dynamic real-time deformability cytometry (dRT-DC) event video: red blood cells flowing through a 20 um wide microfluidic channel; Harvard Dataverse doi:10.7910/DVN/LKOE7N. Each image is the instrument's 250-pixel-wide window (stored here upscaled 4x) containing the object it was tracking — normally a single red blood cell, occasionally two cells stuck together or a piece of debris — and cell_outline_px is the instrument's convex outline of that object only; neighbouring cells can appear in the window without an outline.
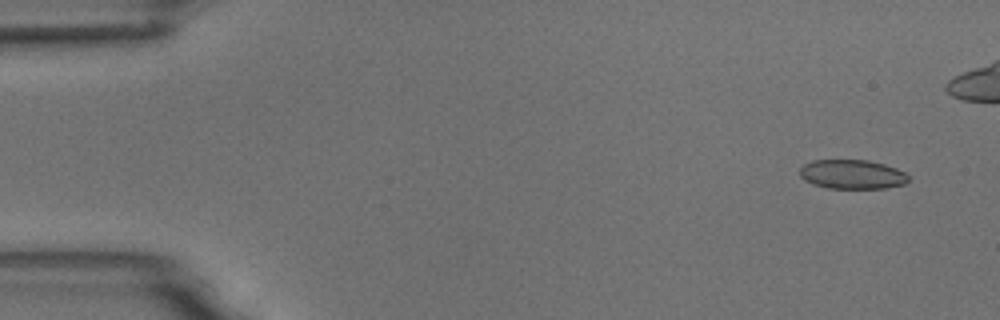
{"species": "common noctule bat (a hibernating species)", "species_latin": "Nyctalus noctula", "temperature_condition": "room temperature", "stored_images_in_passage": 8, "camera_frame_rate_fps": 3000, "um_per_image_px": 0.085, "animal": {"sex": "male", "body_mass_g": 18.8}, "frame": {"image": 1, "passage_image": 1, "time_ms": 0.0, "image_size_px": [1000, 320], "cell_outline_px": [[908, 180], [904, 184], [884, 188], [828, 188], [812, 184], [804, 180], [800, 176], [800, 168], [804, 164], [812, 160], [868, 160], [884, 164], [896, 168], [904, 172], [908, 176]], "centroid_in_image_um": [72.41, 14.81], "position_along_channel_um": 12.6, "area_um2": 18.5}}